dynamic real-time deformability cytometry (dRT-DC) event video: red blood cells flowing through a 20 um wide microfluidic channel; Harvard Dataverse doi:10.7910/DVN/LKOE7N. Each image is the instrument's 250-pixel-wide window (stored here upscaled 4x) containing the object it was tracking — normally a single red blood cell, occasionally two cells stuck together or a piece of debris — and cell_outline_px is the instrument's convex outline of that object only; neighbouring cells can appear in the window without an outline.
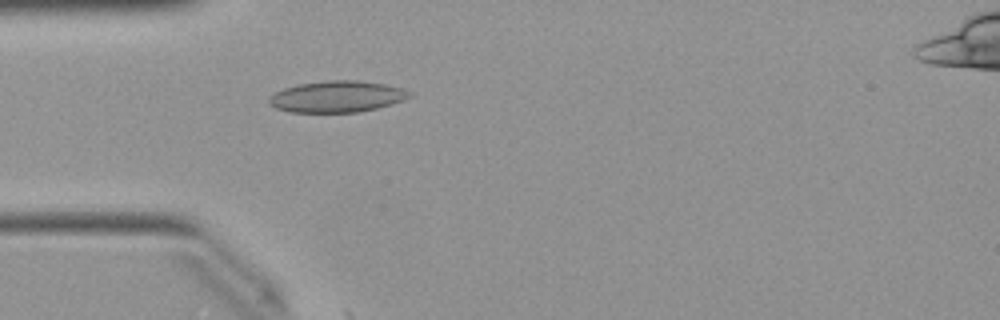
{"species": "Egyptian fruit bat (a non-hibernating species)", "species_latin": "Rousettus aegyptiacus", "temperature_condition": "warm", "stored_images_in_passage": 48, "camera_frame_rate_fps": 3000, "um_per_image_px": 0.085, "animal": {"sex": "female"}, "frame": {"image": 1, "passage_image": 12, "time_ms": 3.667, "image_size_px": [1000, 320], "cell_outline_px": [[412, 96], [404, 100], [392, 104], [360, 112], [288, 112], [276, 108], [268, 100], [268, 96], [284, 88], [300, 84], [324, 80], [360, 80], [384, 84], [400, 88], [412, 92]], "centroid_in_image_um": [28.66, 8.21], "position_along_channel_um": 56.3, "area_um2": 25.72}}
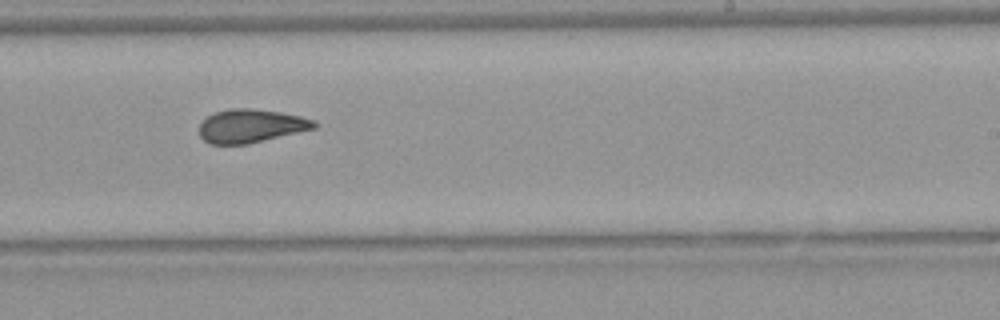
{"frame": {"image": 2, "passage_image": 28, "time_ms": 9.0, "image_size_px": [1000, 320], "cell_outline_px": [[320, 124], [316, 128], [248, 144], [208, 144], [200, 136], [200, 124], [208, 116], [216, 112], [228, 108], [252, 108], [280, 112], [300, 116], [316, 120]], "centroid_in_image_um": [21.36, 10.7], "position_along_channel_um": 267.6, "area_um2": 22.48}}
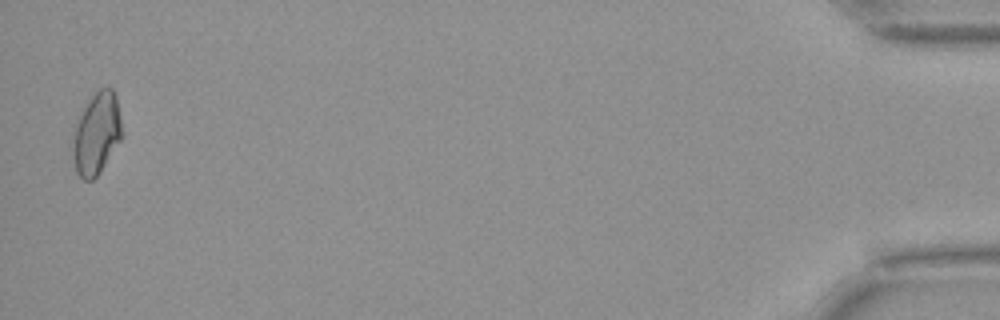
{"frame": {"image": 3, "passage_image": 47, "time_ms": 15.333, "image_size_px": [1000, 320], "cell_outline_px": [[120, 140], [100, 172], [92, 180], [84, 180], [76, 172], [72, 152], [72, 148], [76, 128], [80, 116], [88, 100], [104, 84], [112, 88], [116, 96], [120, 116]], "centroid_in_image_um": [8.21, 11.34], "position_along_channel_um": 427.0, "area_um2": 22.89}, "authors_computed_cell_mechanics": {"area_um2": 22.7443, "velocity_mm_per_s": 4.0282, "shape_relaxation_time_tau1_ms": null, "shape_relaxation_time_tau2_ms": 1.5082, "deformation_change_tau1": null, "deformation_change_tau2": 0.0589}}